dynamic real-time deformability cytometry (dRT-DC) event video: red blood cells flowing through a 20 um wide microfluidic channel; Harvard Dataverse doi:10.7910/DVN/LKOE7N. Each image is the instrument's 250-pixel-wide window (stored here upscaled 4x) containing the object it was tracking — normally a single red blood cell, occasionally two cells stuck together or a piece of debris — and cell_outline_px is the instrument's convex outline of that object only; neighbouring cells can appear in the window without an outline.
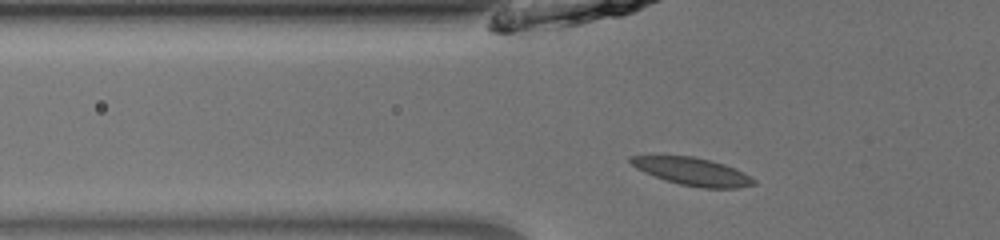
{"species": "common noctule bat (a hibernating species)", "species_latin": "Nyctalus noctula", "temperature_condition": "room temperature", "stored_images_in_passage": 43, "camera_frame_rate_fps": 3000, "um_per_image_px": 0.085, "animal": {"sex": "male", "body_mass_g": 13.0, "forearm_length_mm": 53.1}, "frame": {"image": 1, "passage_image": 12, "time_ms": 3.667, "image_size_px": [1000, 240], "cell_outline_px": [[756, 184], [736, 188], [700, 188], [680, 184], [664, 180], [644, 172], [636, 168], [628, 160], [628, 156], [692, 156], [724, 164], [756, 180]], "centroid_in_image_um": [58.81, 14.59], "position_along_channel_um": 67.0, "area_um2": 19.54}}
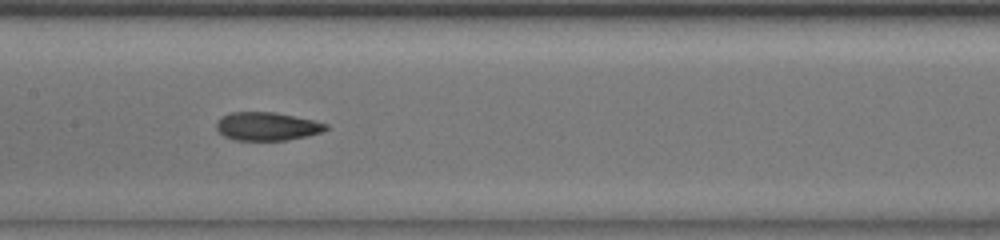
{"frame": {"image": 2, "passage_image": 21, "time_ms": 6.667, "image_size_px": [1000, 240], "cell_outline_px": [[328, 128], [324, 132], [308, 136], [284, 140], [236, 140], [224, 136], [216, 128], [216, 124], [224, 116], [232, 112], [276, 112], [312, 120], [328, 124]], "centroid_in_image_um": [22.74, 10.74], "position_along_channel_um": 184.7, "area_um2": 17.92}}
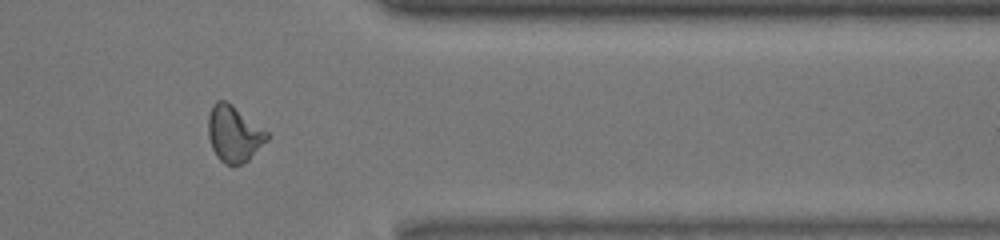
{"frame": {"image": 3, "passage_image": 37, "time_ms": 12.0, "image_size_px": [1000, 240], "cell_outline_px": [[268, 140], [248, 160], [240, 164], [224, 164], [216, 156], [212, 148], [208, 136], [208, 116], [212, 104], [216, 100], [224, 100], [232, 104], [268, 132]], "centroid_in_image_um": [19.86, 11.36], "position_along_channel_um": 391.5, "area_um2": 19.25}}